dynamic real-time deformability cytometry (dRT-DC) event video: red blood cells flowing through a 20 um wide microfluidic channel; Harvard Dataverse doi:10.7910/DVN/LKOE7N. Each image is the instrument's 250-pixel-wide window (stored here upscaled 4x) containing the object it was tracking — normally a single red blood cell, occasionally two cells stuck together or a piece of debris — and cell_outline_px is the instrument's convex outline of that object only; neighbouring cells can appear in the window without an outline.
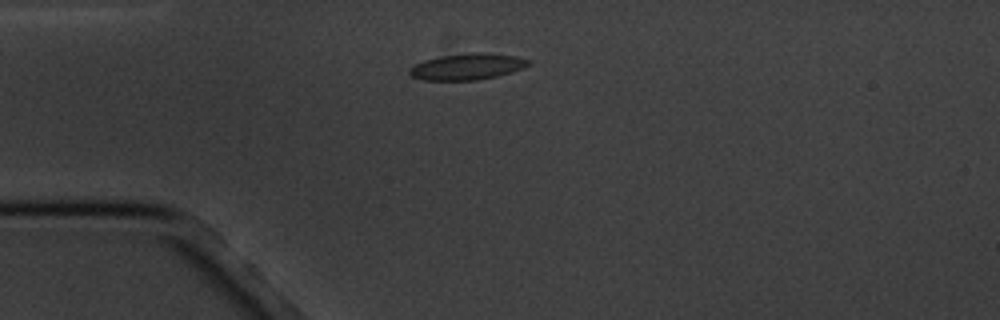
{"species": "common noctule bat (a hibernating species)", "species_latin": "Nyctalus noctula", "temperature_condition": "cold", "stored_images_in_passage": 14, "camera_frame_rate_fps": 3000, "um_per_image_px": 0.085, "animal": {"sex": "male", "body_mass_g": 20.1, "forearm_length_mm": 53.5}, "frame": {"image": 1, "passage_image": 3, "time_ms": 2.333, "image_size_px": [1000, 320], "cell_outline_px": [[532, 64], [524, 68], [512, 72], [496, 76], [476, 80], [424, 80], [412, 76], [408, 72], [408, 68], [424, 60], [440, 56], [468, 52], [488, 52], [516, 56], [532, 60]], "centroid_in_image_um": [39.76, 5.64], "position_along_channel_um": 45.2, "area_um2": 18.5}}
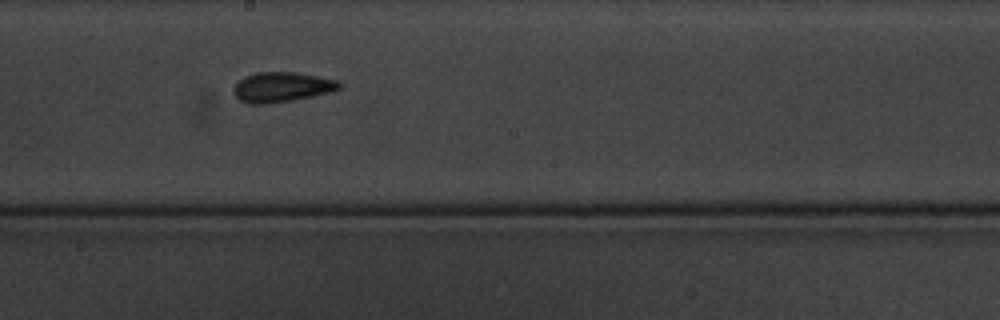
{"frame": {"image": 2, "passage_image": 8, "time_ms": 8.0, "image_size_px": [1000, 320], "cell_outline_px": [[344, 84], [340, 88], [332, 92], [292, 100], [268, 104], [252, 104], [240, 100], [236, 96], [236, 84], [244, 76], [256, 72], [292, 72], [316, 76], [336, 80]], "centroid_in_image_um": [23.99, 7.4], "position_along_channel_um": 224.2, "area_um2": 18.21}}
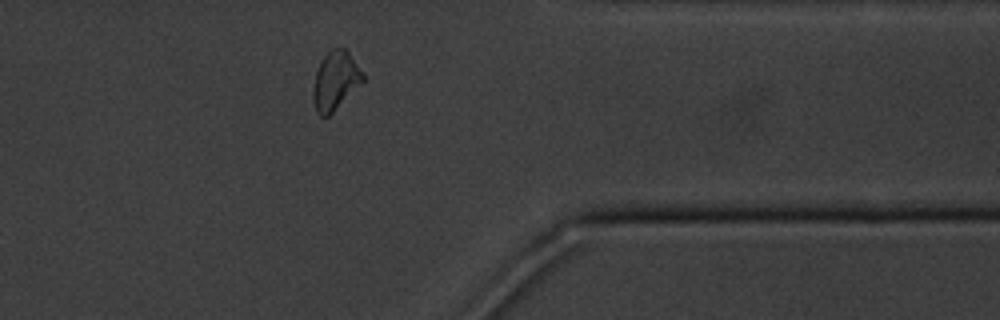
{"frame": {"image": 3, "passage_image": 12, "time_ms": 13.0, "image_size_px": [1000, 320], "cell_outline_px": [[364, 80], [328, 116], [320, 116], [316, 112], [312, 100], [312, 92], [316, 72], [324, 56], [332, 48], [344, 48], [348, 52], [364, 72]], "centroid_in_image_um": [28.49, 6.86], "position_along_channel_um": 382.9, "area_um2": 16.7}, "authors_computed_cell_mechanics": {"area_um2": 17.1377, "velocity_mm_per_s": 3.4153, "shape_relaxation_time_tau1_ms": 2.2973, "shape_relaxation_time_tau2_ms": 2.8188, "deformation_change_tau1": 0.096, "deformation_change_tau2": 0.0713}}